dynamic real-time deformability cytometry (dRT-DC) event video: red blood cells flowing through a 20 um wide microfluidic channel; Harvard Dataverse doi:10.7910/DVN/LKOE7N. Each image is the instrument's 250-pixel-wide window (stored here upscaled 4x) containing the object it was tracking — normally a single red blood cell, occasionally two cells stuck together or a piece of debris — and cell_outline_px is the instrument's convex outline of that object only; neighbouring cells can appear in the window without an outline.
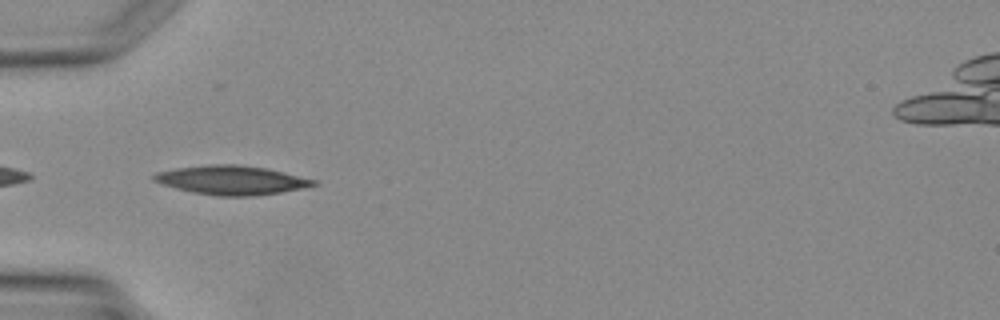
{"species": "Egyptian fruit bat (a non-hibernating species)", "species_latin": "Rousettus aegyptiacus", "temperature_condition": "warm", "stored_images_in_passage": 4, "camera_frame_rate_fps": 3000, "um_per_image_px": 0.085, "animal": {"sex": "female"}, "frame": {"image": 1, "passage_image": 4, "time_ms": 3.667, "image_size_px": [1000, 320], "cell_outline_px": [[320, 184], [304, 188], [280, 192], [252, 196], [216, 196], [192, 192], [176, 188], [152, 180], [152, 176], [156, 172], [176, 168], [208, 164], [236, 164], [268, 168], [316, 180]], "centroid_in_image_um": [19.7, 15.3], "position_along_channel_um": 65.3, "area_um2": 27.05}}